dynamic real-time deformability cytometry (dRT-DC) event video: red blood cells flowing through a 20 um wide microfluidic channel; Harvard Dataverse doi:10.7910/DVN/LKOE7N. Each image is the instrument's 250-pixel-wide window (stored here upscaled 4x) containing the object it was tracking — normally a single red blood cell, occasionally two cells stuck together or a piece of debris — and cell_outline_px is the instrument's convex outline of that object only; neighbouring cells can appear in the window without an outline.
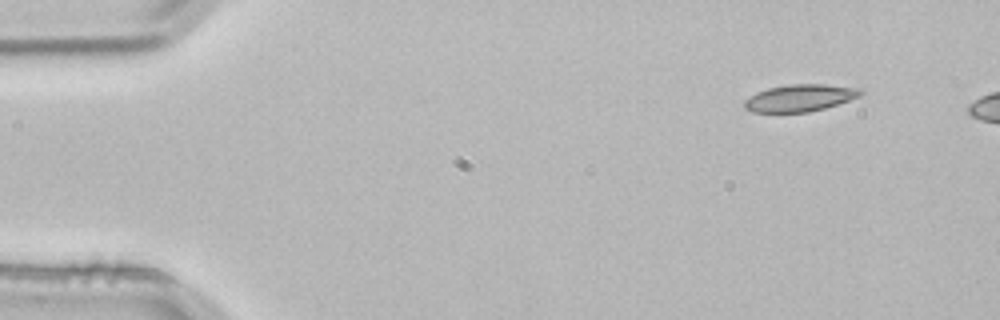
{"species": "common noctule bat (a hibernating species)", "species_latin": "Nyctalus noctula", "temperature_condition": "room temperature", "stored_images_in_passage": 3, "camera_frame_rate_fps": 3000, "um_per_image_px": 0.085, "animal": {"sex": "male", "body_mass_g": 21.5, "forearm_length_mm": 52.0}, "frame": {"image": 1, "passage_image": 3, "time_ms": 0.667, "image_size_px": [1000, 320], "cell_outline_px": [[864, 92], [860, 96], [824, 108], [808, 112], [752, 112], [744, 108], [744, 100], [756, 92], [768, 88], [788, 84], [824, 84], [864, 88]], "centroid_in_image_um": [68.0, 8.31], "position_along_channel_um": 17.0, "area_um2": 18.38}}